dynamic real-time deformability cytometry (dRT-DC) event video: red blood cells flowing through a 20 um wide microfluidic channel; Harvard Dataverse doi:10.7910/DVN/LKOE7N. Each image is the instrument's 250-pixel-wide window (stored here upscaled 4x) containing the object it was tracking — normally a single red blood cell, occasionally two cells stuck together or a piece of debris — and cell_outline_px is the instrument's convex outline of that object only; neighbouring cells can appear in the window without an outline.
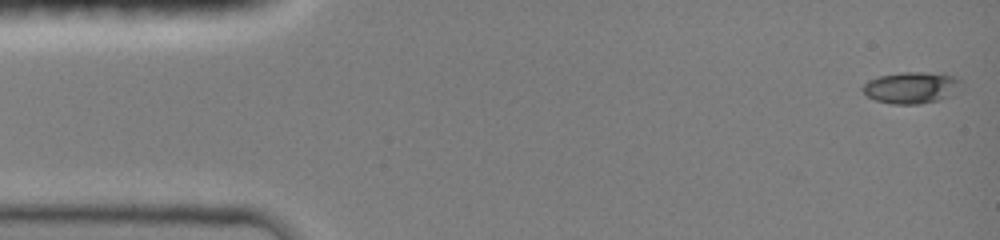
{"species": "common noctule bat (a hibernating species)", "species_latin": "Nyctalus noctula", "temperature_condition": "room temperature", "stored_images_in_passage": 11, "camera_frame_rate_fps": 3000, "um_per_image_px": 0.085, "animal": {"sex": "female", "body_mass_g": 19.0, "forearm_length_mm": 51.5}, "frame": {"image": 1, "passage_image": 1, "time_ms": 0.0, "image_size_px": [1000, 240], "cell_outline_px": [[960, 80], [948, 96], [940, 100], [920, 104], [892, 104], [876, 100], [868, 96], [860, 88], [868, 80], [880, 76], [900, 72], [944, 72], [956, 76]], "centroid_in_image_um": [77.41, 7.43], "position_along_channel_um": 7.6, "area_um2": 17.98}}
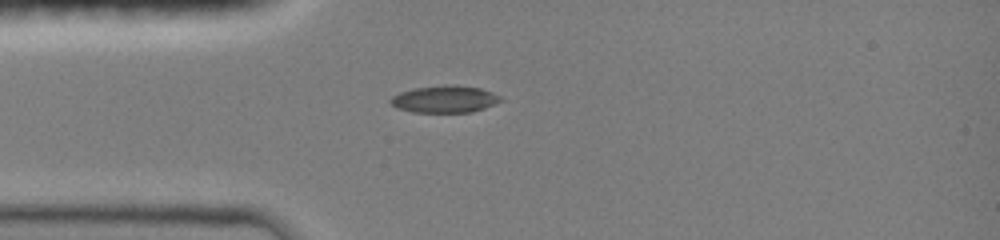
{"frame": {"image": 2, "passage_image": 8, "time_ms": 2.333, "image_size_px": [1000, 240], "cell_outline_px": [[504, 100], [484, 108], [472, 112], [412, 112], [396, 108], [388, 100], [392, 96], [400, 92], [416, 88], [480, 88], [492, 92], [500, 96]], "centroid_in_image_um": [37.78, 8.49], "position_along_channel_um": 47.2, "area_um2": 16.42}}
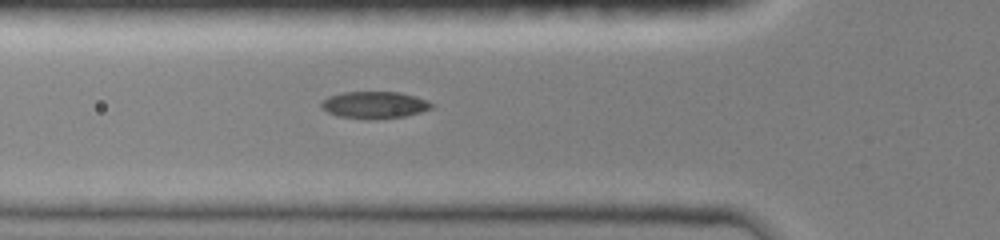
{"frame": {"image": 3, "passage_image": 11, "time_ms": 3.333, "image_size_px": [1000, 240], "cell_outline_px": [[436, 104], [432, 108], [420, 112], [404, 116], [368, 120], [336, 116], [328, 112], [320, 104], [328, 96], [344, 92], [400, 92]], "centroid_in_image_um": [31.81, 8.93], "position_along_channel_um": 94.0, "area_um2": 17.22}}